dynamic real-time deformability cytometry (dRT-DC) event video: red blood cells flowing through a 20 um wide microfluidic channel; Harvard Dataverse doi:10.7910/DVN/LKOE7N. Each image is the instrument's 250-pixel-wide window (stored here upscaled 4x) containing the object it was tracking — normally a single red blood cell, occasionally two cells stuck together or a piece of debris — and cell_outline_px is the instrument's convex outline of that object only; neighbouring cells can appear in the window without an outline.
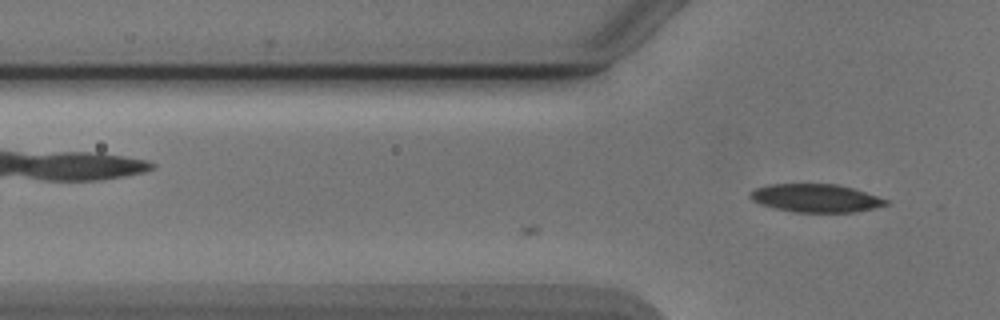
{"species": "Egyptian fruit bat (a non-hibernating species)", "species_latin": "Rousettus aegyptiacus", "temperature_condition": "cold", "stored_images_in_passage": 16, "camera_frame_rate_fps": 3000, "um_per_image_px": 0.085, "animal": {"sex": "male"}, "frame": {"image": 1, "passage_image": 16, "time_ms": 5.0, "image_size_px": [1000, 320], "cell_outline_px": [[888, 204], [856, 212], [796, 212], [776, 208], [760, 204], [752, 200], [748, 196], [748, 192], [756, 188], [768, 184], [836, 184], [852, 188], [888, 200]], "centroid_in_image_um": [69.28, 16.83], "position_along_channel_um": 56.5, "area_um2": 22.08}}